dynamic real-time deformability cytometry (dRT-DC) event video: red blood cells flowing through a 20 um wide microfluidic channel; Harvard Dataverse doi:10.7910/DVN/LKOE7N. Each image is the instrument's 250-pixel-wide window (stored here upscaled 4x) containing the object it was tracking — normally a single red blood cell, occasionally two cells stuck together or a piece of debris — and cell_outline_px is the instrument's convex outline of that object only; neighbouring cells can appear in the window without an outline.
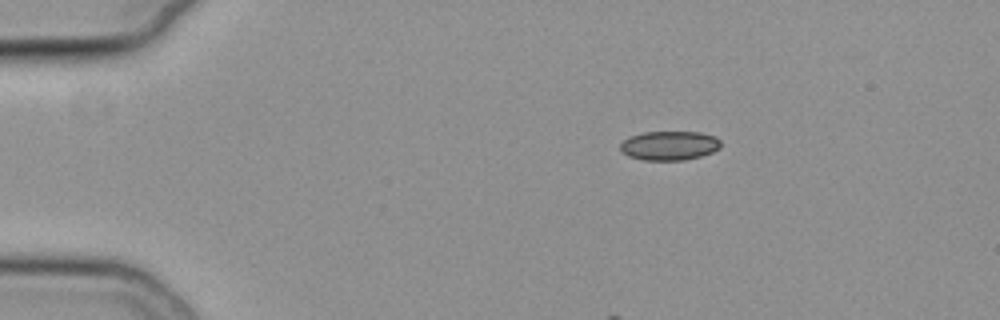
{"species": "common noctule bat (a hibernating species)", "species_latin": "Nyctalus noctula", "temperature_condition": "cold", "stored_images_in_passage": 46, "camera_frame_rate_fps": 3000, "um_per_image_px": 0.085, "animal": {"sex": "female", "body_mass_g": 19.3, "forearm_length_mm": 54.1}, "frame": {"image": 1, "passage_image": 1, "time_ms": 0.0, "image_size_px": [1000, 320], "cell_outline_px": [[720, 148], [712, 152], [700, 156], [684, 160], [644, 160], [628, 156], [620, 152], [620, 144], [628, 136], [640, 132], [700, 132], [716, 136], [720, 140]], "centroid_in_image_um": [56.87, 12.37], "position_along_channel_um": 28.1, "area_um2": 17.28}}
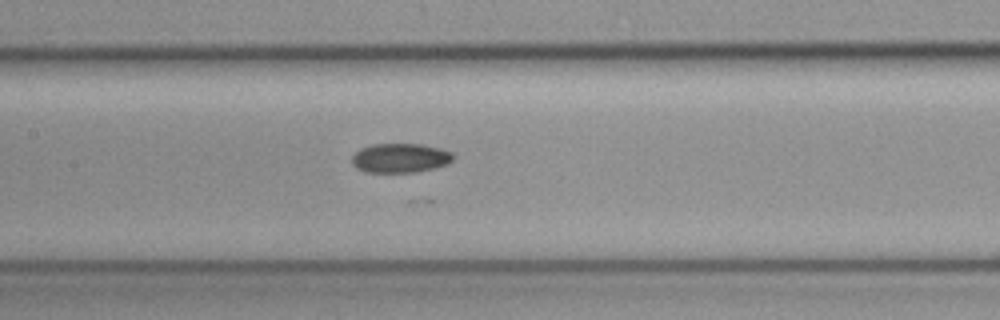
{"frame": {"image": 2, "passage_image": 18, "time_ms": 5.667, "image_size_px": [1000, 320], "cell_outline_px": [[452, 160], [444, 164], [432, 168], [416, 172], [364, 172], [356, 168], [352, 164], [352, 156], [360, 148], [372, 144], [420, 144], [440, 148], [452, 152]], "centroid_in_image_um": [33.96, 13.42], "position_along_channel_um": 173.4, "area_um2": 17.17}}
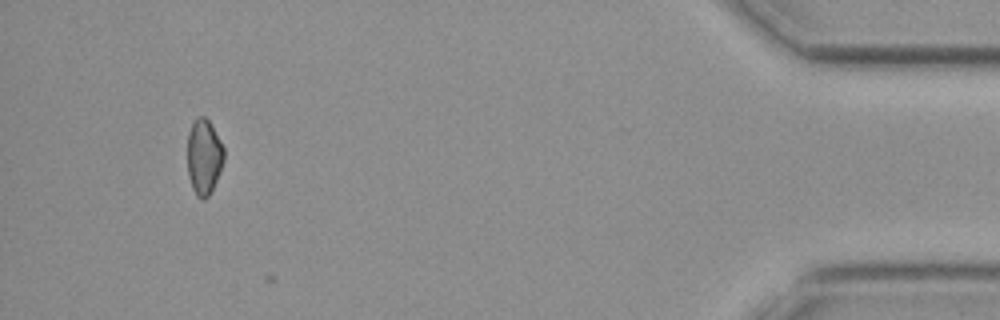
{"frame": {"image": 3, "passage_image": 43, "time_ms": 14.0, "image_size_px": [1000, 320], "cell_outline_px": [[224, 160], [216, 180], [208, 196], [204, 200], [200, 200], [196, 196], [192, 188], [188, 176], [188, 132], [192, 124], [200, 116], [204, 116], [208, 120], [224, 148]], "centroid_in_image_um": [17.32, 13.37], "position_along_channel_um": 417.9, "area_um2": 15.84}, "authors_computed_cell_mechanics": {"area_um2": 16.7042, "velocity_mm_per_s": 3.7923, "shape_relaxation_time_tau1_ms": 11.3248, "shape_relaxation_time_tau2_ms": null, "deformation_change_tau1": 0.0931, "deformation_change_tau2": null}}